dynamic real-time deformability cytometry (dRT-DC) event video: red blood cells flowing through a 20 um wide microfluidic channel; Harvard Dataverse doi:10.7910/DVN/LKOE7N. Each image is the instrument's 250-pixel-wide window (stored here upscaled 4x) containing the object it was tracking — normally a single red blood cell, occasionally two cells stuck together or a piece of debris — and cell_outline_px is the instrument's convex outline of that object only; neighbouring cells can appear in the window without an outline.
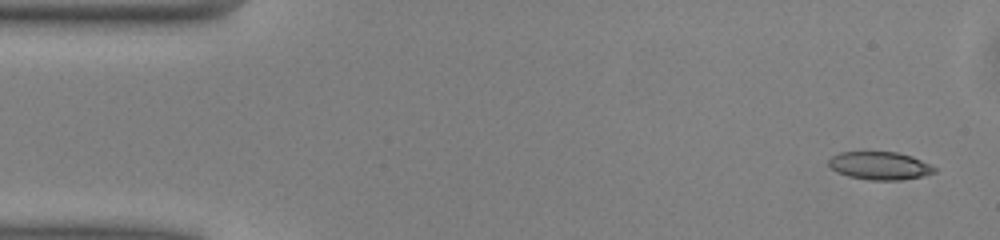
{"species": "common noctule bat (a hibernating species)", "species_latin": "Nyctalus noctula", "temperature_condition": "warm", "stored_images_in_passage": 48, "camera_frame_rate_fps": 3000, "um_per_image_px": 0.085, "animal": {"sex": "male", "body_mass_g": 13.0, "forearm_length_mm": 53.1}, "frame": {"image": 1, "passage_image": 1, "time_ms": 0.0, "image_size_px": [1000, 240], "cell_outline_px": [[936, 172], [920, 176], [900, 180], [868, 180], [848, 176], [836, 172], [828, 164], [828, 160], [832, 156], [840, 152], [896, 152], [912, 156], [936, 168]], "centroid_in_image_um": [74.74, 14.08], "position_along_channel_um": 10.3, "area_um2": 17.11}}
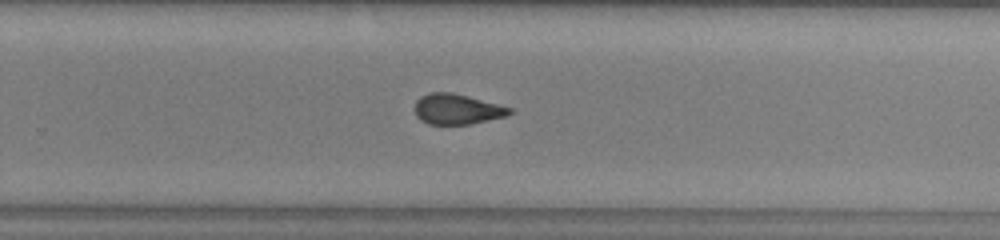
{"frame": {"image": 2, "passage_image": 30, "time_ms": 9.667, "image_size_px": [1000, 240], "cell_outline_px": [[512, 112], [508, 116], [468, 124], [428, 124], [420, 120], [416, 116], [416, 100], [420, 96], [428, 92], [452, 92], [468, 96], [512, 108]], "centroid_in_image_um": [38.83, 9.27], "position_along_channel_um": 291.0, "area_um2": 16.76}}
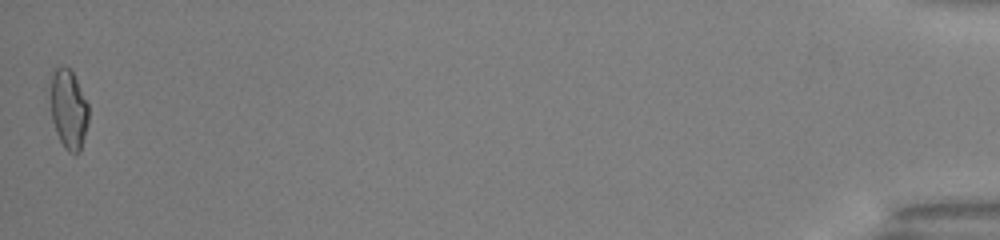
{"frame": {"image": 3, "passage_image": 48, "time_ms": 15.667, "image_size_px": [1000, 240], "cell_outline_px": [[88, 124], [80, 152], [76, 156], [68, 152], [64, 148], [56, 132], [52, 120], [52, 76], [56, 68], [68, 68], [72, 72], [88, 104]], "centroid_in_image_um": [5.86, 9.39], "position_along_channel_um": 429.3, "area_um2": 17.22}, "authors_computed_cell_mechanics": {"area_um2": 17.6001, "velocity_mm_per_s": 4.0825, "shape_relaxation_time_tau1_ms": 11.2597, "shape_relaxation_time_tau2_ms": 2.3388, "deformation_change_tau1": 0.2351, "deformation_change_tau2": 0.0988}}